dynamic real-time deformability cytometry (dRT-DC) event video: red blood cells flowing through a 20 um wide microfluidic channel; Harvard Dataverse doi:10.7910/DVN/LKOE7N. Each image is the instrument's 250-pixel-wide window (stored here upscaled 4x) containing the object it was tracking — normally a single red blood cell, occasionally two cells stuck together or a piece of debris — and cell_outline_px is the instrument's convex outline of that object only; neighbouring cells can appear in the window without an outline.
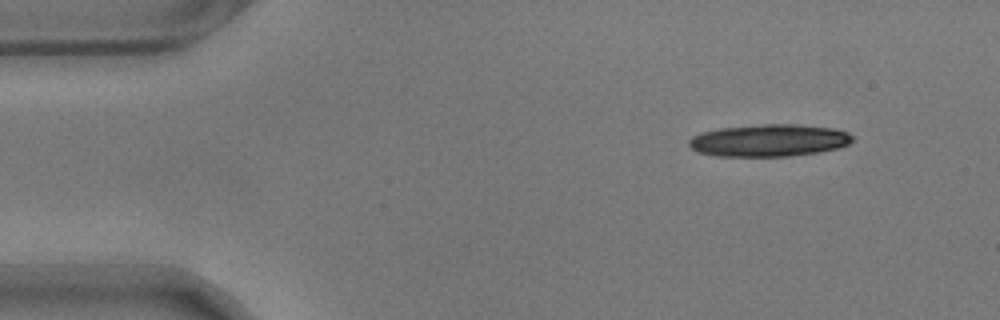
{"species": "common noctule bat (a hibernating species)", "species_latin": "Nyctalus noctula", "temperature_condition": "warm", "stored_images_in_passage": 8, "camera_frame_rate_fps": 3000, "um_per_image_px": 0.085, "animal": {"sex": "male", "body_mass_g": 17.9}, "frame": {"image": 1, "passage_image": 1, "time_ms": 0.0, "image_size_px": [1000, 320], "cell_outline_px": [[856, 140], [840, 148], [816, 152], [788, 156], [716, 156], [696, 152], [688, 144], [688, 140], [692, 136], [704, 132], [720, 128], [764, 124], [800, 124], [832, 128], [848, 132]], "centroid_in_image_um": [65.38, 11.93], "position_along_channel_um": 19.6, "area_um2": 30.81}}